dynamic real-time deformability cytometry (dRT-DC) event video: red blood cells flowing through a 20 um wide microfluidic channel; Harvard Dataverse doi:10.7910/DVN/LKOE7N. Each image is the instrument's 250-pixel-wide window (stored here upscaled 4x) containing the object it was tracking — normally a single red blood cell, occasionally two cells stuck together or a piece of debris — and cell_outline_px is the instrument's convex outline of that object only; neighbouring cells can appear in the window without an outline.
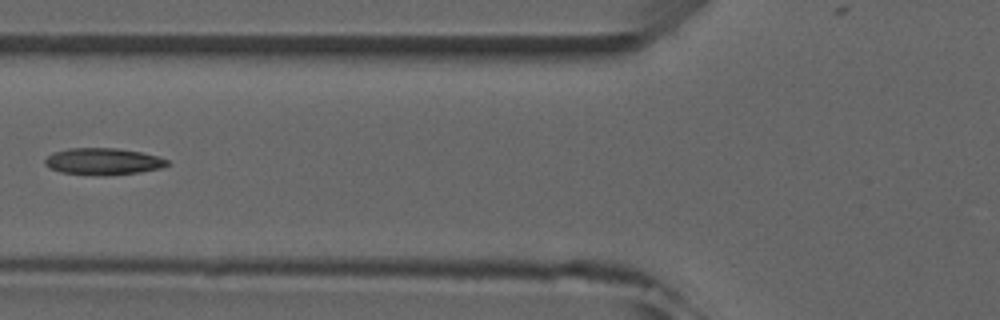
{"species": "common noctule bat (a hibernating species)", "species_latin": "Nyctalus noctula", "temperature_condition": "room temperature", "stored_images_in_passage": 5, "camera_frame_rate_fps": 3000, "um_per_image_px": 0.085, "animal": {"sex": "male", "forearm_length_mm": 52.5}, "frame": {"image": 1, "passage_image": 4, "time_ms": 3.667, "image_size_px": [1000, 320], "cell_outline_px": [[172, 164], [160, 168], [140, 172], [104, 176], [100, 176], [60, 172], [48, 168], [44, 164], [44, 160], [48, 156], [56, 152], [68, 148], [116, 148], [140, 152], [160, 156], [168, 160]], "centroid_in_image_um": [8.78, 13.73], "position_along_channel_um": 117.0, "area_um2": 19.25}}
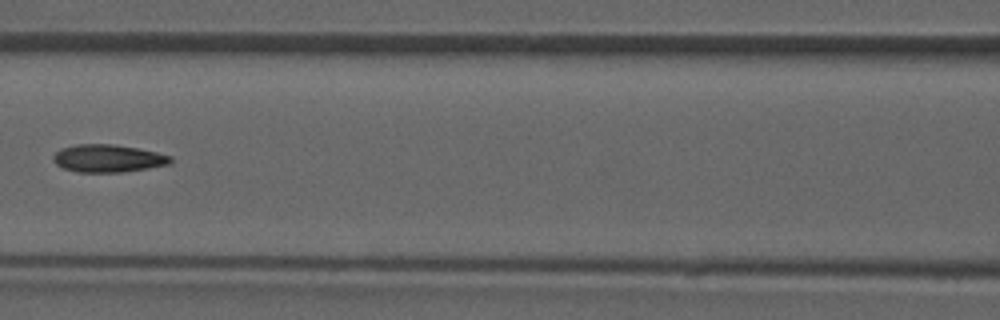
{"frame": {"image": 2, "passage_image": 5, "time_ms": 4.667, "image_size_px": [1000, 320], "cell_outline_px": [[172, 160], [168, 164], [148, 168], [120, 172], [76, 172], [64, 168], [56, 164], [52, 160], [52, 156], [60, 148], [76, 144], [112, 144], [136, 148], [156, 152], [172, 156]], "centroid_in_image_um": [9.13, 13.46], "position_along_channel_um": 157.5, "area_um2": 18.84}}